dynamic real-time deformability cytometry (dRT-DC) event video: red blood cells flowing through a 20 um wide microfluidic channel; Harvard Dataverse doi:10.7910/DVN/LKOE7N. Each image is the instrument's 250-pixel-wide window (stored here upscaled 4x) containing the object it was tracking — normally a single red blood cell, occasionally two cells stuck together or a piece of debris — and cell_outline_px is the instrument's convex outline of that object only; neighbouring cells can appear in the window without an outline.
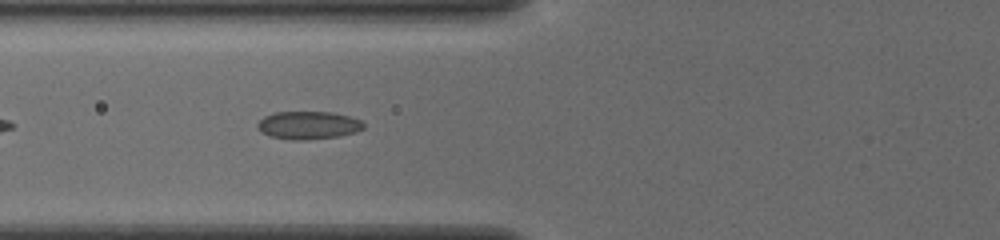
{"species": "common noctule bat (a hibernating species)", "species_latin": "Nyctalus noctula", "temperature_condition": "cold", "stored_images_in_passage": 37, "camera_frame_rate_fps": 3000, "um_per_image_px": 0.085, "animal": {"sex": "female", "body_mass_g": 19.5, "forearm_length_mm": 54.1}, "frame": {"image": 1, "passage_image": 6, "time_ms": 1.667, "image_size_px": [1000, 240], "cell_outline_px": [[364, 128], [356, 132], [340, 136], [304, 140], [292, 140], [272, 136], [260, 132], [256, 128], [256, 124], [264, 116], [272, 112], [332, 112], [348, 116], [360, 120], [364, 124]], "centroid_in_image_um": [26.18, 10.64], "position_along_channel_um": 99.6, "area_um2": 17.34}}
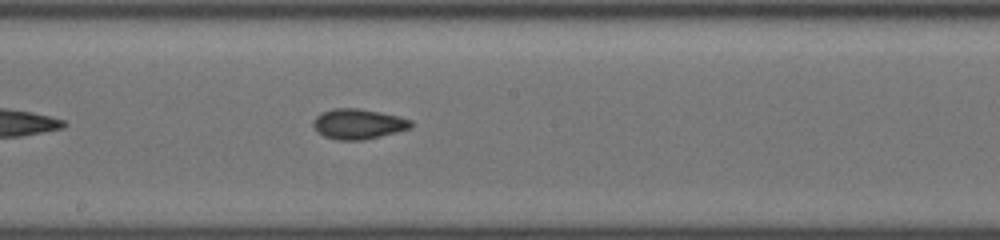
{"frame": {"image": 2, "passage_image": 15, "time_ms": 4.667, "image_size_px": [1000, 240], "cell_outline_px": [[412, 124], [408, 128], [396, 132], [364, 140], [336, 140], [324, 136], [316, 132], [312, 124], [312, 120], [320, 112], [332, 108], [360, 108], [400, 116], [412, 120]], "centroid_in_image_um": [30.39, 10.53], "position_along_channel_um": 217.8, "area_um2": 17.4}}
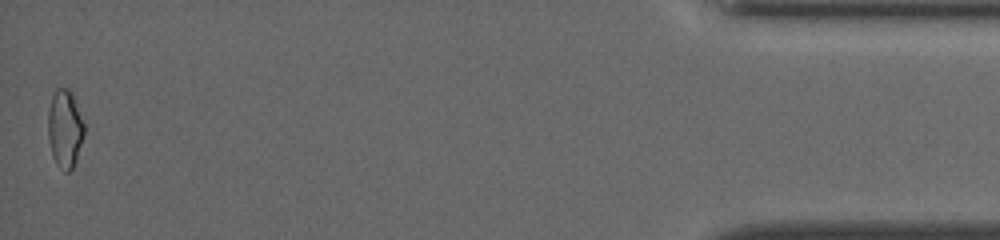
{"frame": {"image": 3, "passage_image": 37, "time_ms": 12.0, "image_size_px": [1000, 240], "cell_outline_px": [[84, 136], [76, 160], [72, 168], [68, 172], [64, 172], [56, 164], [52, 156], [48, 136], [48, 108], [52, 96], [56, 88], [68, 88], [72, 92], [84, 124]], "centroid_in_image_um": [5.51, 10.94], "position_along_channel_um": 429.7, "area_um2": 16.53}, "authors_computed_cell_mechanics": {"area_um2": 16.3574, "velocity_mm_per_s": 3.9255, "shape_relaxation_time_tau1_ms": 7.6615, "shape_relaxation_time_tau2_ms": 3.4397, "deformation_change_tau1": 0.1305, "deformation_change_tau2": 0.0794}}